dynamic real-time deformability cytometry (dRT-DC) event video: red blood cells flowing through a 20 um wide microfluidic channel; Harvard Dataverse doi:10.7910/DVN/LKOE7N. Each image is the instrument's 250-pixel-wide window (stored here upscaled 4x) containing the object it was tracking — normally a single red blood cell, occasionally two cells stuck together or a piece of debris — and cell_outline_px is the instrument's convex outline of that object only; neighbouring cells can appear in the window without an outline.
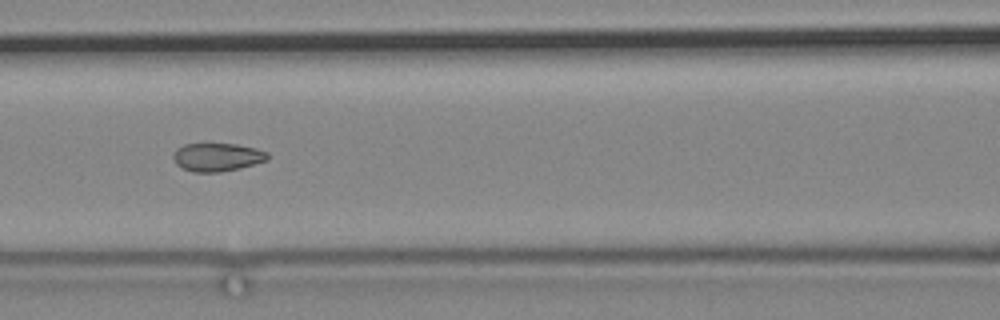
{"species": "common noctule bat (a hibernating species)", "species_latin": "Nyctalus noctula", "temperature_condition": "cold", "stored_images_in_passage": 7, "camera_frame_rate_fps": 3000, "um_per_image_px": 0.085, "animal": {"sex": "male", "body_mass_g": 19.2, "forearm_length_mm": 51.8}, "frame": {"image": 1, "passage_image": 6, "time_ms": 6.667, "image_size_px": [1000, 320], "cell_outline_px": [[268, 160], [240, 168], [220, 172], [192, 172], [176, 164], [172, 156], [176, 148], [184, 144], [236, 144], [256, 148], [268, 152]], "centroid_in_image_um": [18.46, 13.35], "position_along_channel_um": 148.1, "area_um2": 15.55}}
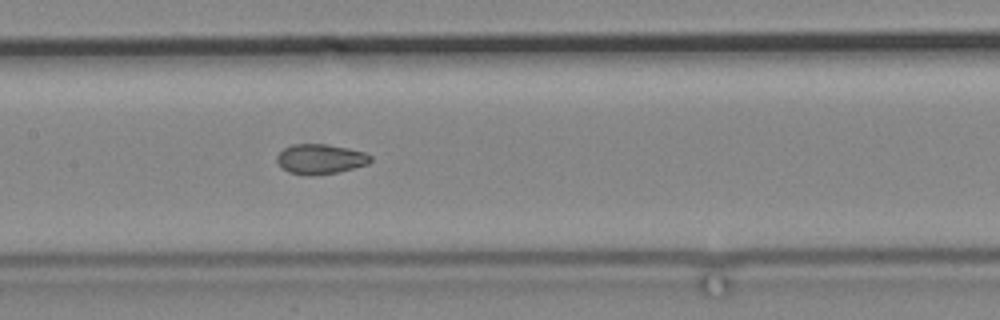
{"frame": {"image": 2, "passage_image": 7, "time_ms": 7.667, "image_size_px": [1000, 320], "cell_outline_px": [[372, 160], [368, 164], [336, 172], [288, 172], [276, 160], [276, 156], [284, 148], [292, 144], [324, 144], [348, 148], [364, 152], [372, 156]], "centroid_in_image_um": [27.26, 13.46], "position_along_channel_um": 180.1, "area_um2": 15.49}}